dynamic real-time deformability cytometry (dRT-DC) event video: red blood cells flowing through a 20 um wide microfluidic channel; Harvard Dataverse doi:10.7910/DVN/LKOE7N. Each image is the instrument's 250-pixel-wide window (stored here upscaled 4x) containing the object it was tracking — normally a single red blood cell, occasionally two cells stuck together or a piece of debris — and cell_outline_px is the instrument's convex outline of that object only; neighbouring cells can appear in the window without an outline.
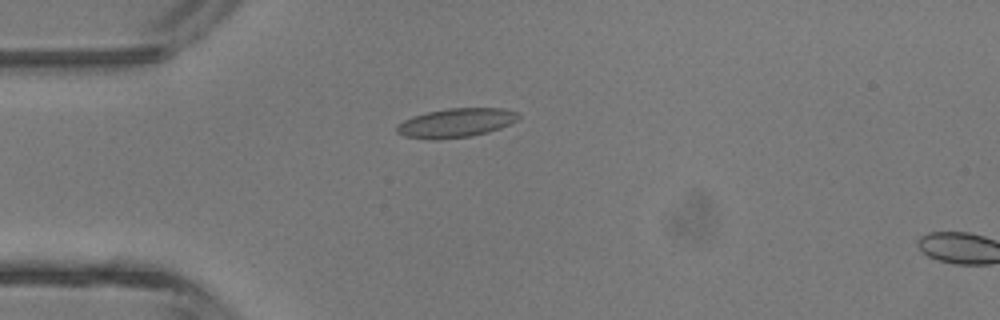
{"species": "common noctule bat (a hibernating species)", "species_latin": "Nyctalus noctula", "temperature_condition": "room temperature", "stored_images_in_passage": 5, "camera_frame_rate_fps": 3000, "um_per_image_px": 0.085, "animal": {"sex": "male", "body_mass_g": 13.3}, "frame": {"image": 1, "passage_image": 4, "time_ms": 3.667, "image_size_px": [1000, 320], "cell_outline_px": [[520, 116], [516, 120], [500, 128], [488, 132], [472, 136], [440, 140], [428, 140], [404, 136], [396, 132], [396, 124], [412, 116], [428, 112], [448, 108], [504, 108], [516, 112]], "centroid_in_image_um": [38.71, 10.45], "position_along_channel_um": 46.3, "area_um2": 20.75}}